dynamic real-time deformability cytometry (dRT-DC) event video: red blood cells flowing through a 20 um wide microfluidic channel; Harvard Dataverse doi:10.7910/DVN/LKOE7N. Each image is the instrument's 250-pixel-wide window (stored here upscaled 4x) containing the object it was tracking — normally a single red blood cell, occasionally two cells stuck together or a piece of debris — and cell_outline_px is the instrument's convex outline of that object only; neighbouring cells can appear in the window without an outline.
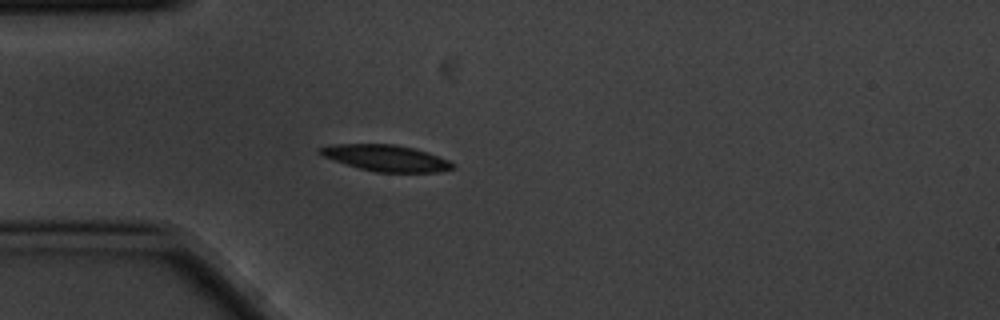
{"species": "common noctule bat (a hibernating species)", "species_latin": "Nyctalus noctula", "temperature_condition": "cold", "stored_images_in_passage": 3, "camera_frame_rate_fps": 3000, "um_per_image_px": 0.085, "animal": {"sex": "male", "body_mass_g": 20.1, "forearm_length_mm": 53.5}, "frame": {"image": 1, "passage_image": 2, "time_ms": 0.333, "image_size_px": [1000, 320], "cell_outline_px": [[456, 168], [440, 172], [376, 172], [360, 168], [324, 156], [316, 152], [316, 148], [332, 144], [396, 144], [428, 152], [448, 160], [456, 164]], "centroid_in_image_um": [32.84, 13.43], "position_along_channel_um": 52.2, "area_um2": 20.29}}